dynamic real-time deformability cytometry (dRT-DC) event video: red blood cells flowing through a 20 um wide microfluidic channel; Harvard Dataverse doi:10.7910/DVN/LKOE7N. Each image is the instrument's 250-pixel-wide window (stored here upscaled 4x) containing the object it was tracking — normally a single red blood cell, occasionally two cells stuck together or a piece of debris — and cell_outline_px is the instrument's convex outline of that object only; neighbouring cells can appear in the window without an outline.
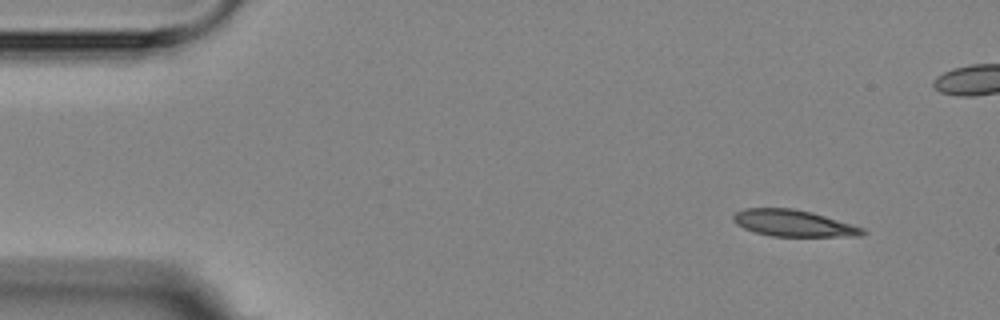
{"species": "Egyptian fruit bat (a non-hibernating species)", "species_latin": "Rousettus aegyptiacus", "temperature_condition": "room temperature", "stored_images_in_passage": 5, "camera_frame_rate_fps": 3000, "um_per_image_px": 0.085, "animal": {"sex": "female"}, "frame": {"image": 1, "passage_image": 1, "time_ms": 0.0, "image_size_px": [1000, 320], "cell_outline_px": [[868, 232], [860, 236], [772, 236], [756, 232], [744, 228], [736, 224], [732, 220], [732, 216], [736, 212], [744, 208], [792, 208], [812, 212], [852, 224], [864, 228]], "centroid_in_image_um": [67.45, 18.97], "position_along_channel_um": 17.6, "area_um2": 20.0}}